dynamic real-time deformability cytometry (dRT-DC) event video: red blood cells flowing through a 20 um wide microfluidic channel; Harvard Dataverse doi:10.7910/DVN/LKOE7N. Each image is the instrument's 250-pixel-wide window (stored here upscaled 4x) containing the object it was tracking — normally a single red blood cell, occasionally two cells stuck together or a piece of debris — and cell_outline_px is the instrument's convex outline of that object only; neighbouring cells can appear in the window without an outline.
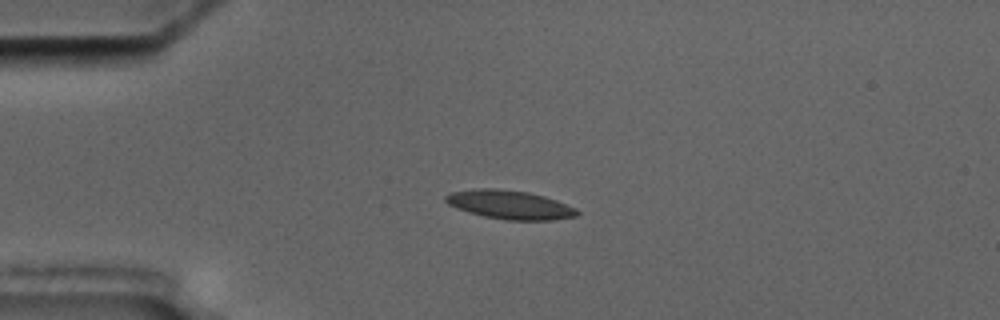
{"species": "common noctule bat (a hibernating species)", "species_latin": "Nyctalus noctula", "temperature_condition": "cold", "stored_images_in_passage": 3, "camera_frame_rate_fps": 3000, "um_per_image_px": 0.085, "animal": {"sex": "male", "body_mass_g": 17.5, "forearm_length_mm": 52.3}, "frame": {"image": 1, "passage_image": 2, "time_ms": 2.333, "image_size_px": [1000, 320], "cell_outline_px": [[580, 212], [576, 216], [552, 220], [508, 220], [484, 216], [468, 212], [456, 208], [448, 204], [444, 200], [444, 196], [452, 192], [476, 188], [496, 188], [528, 192], [544, 196], [556, 200], [576, 208]], "centroid_in_image_um": [43.32, 17.4], "position_along_channel_um": 41.7, "area_um2": 22.02}}